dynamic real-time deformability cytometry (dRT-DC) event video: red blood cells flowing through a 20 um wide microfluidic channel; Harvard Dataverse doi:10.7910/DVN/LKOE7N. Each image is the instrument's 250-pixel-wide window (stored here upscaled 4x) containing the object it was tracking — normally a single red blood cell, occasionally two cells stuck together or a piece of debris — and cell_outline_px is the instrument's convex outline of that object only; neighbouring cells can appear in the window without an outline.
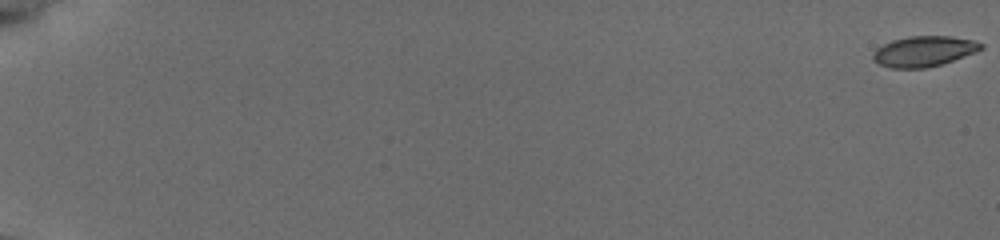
{"species": "common noctule bat (a hibernating species)", "species_latin": "Nyctalus noctula", "temperature_condition": "cold", "stored_images_in_passage": 57, "camera_frame_rate_fps": 3000, "um_per_image_px": 0.085, "animal": {"sex": "female", "body_mass_g": 19.5, "forearm_length_mm": 54.1}, "frame": {"image": 1, "passage_image": 1, "time_ms": 0.0, "image_size_px": [1000, 240], "cell_outline_px": [[984, 48], [976, 52], [940, 64], [924, 68], [892, 68], [880, 64], [872, 60], [872, 52], [876, 48], [892, 40], [908, 36], [952, 36], [976, 40], [984, 44]], "centroid_in_image_um": [78.53, 4.34], "position_along_channel_um": 6.5, "area_um2": 19.25}}
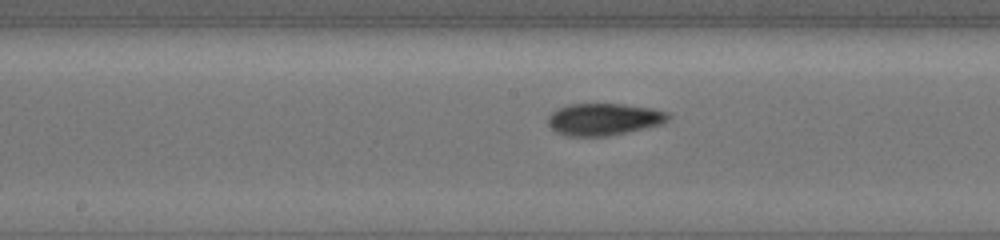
{"frame": {"image": 2, "passage_image": 33, "time_ms": 10.667, "image_size_px": [1000, 240], "cell_outline_px": [[668, 120], [660, 124], [608, 136], [568, 136], [552, 128], [548, 124], [548, 116], [556, 108], [568, 104], [624, 104], [652, 108], [668, 112]], "centroid_in_image_um": [51.3, 10.12], "position_along_channel_um": 196.9, "area_um2": 22.2}}
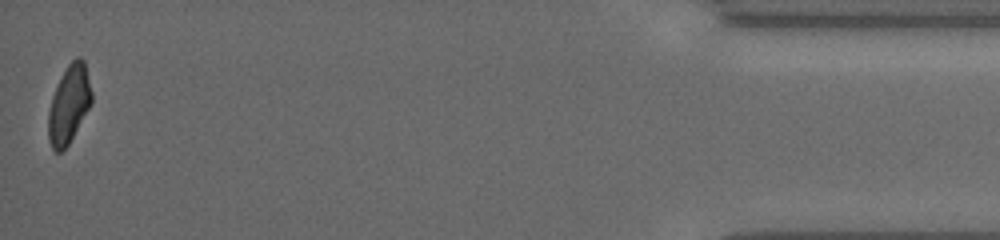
{"frame": {"image": 3, "passage_image": 57, "time_ms": 18.667, "image_size_px": [1000, 240], "cell_outline_px": [[92, 104], [68, 144], [60, 152], [56, 152], [52, 148], [48, 140], [48, 112], [52, 96], [68, 64], [76, 56], [80, 56], [84, 60], [92, 92]], "centroid_in_image_um": [5.87, 8.87], "position_along_channel_um": 429.3, "area_um2": 19.54}, "authors_computed_cell_mechanics": {"area_um2": 20.6924, "velocity_mm_per_s": 3.8282, "shape_relaxation_time_tau1_ms": 3.6711, "shape_relaxation_time_tau2_ms": 1.884, "deformation_change_tau1": 0.1094, "deformation_change_tau2": 0.065}}